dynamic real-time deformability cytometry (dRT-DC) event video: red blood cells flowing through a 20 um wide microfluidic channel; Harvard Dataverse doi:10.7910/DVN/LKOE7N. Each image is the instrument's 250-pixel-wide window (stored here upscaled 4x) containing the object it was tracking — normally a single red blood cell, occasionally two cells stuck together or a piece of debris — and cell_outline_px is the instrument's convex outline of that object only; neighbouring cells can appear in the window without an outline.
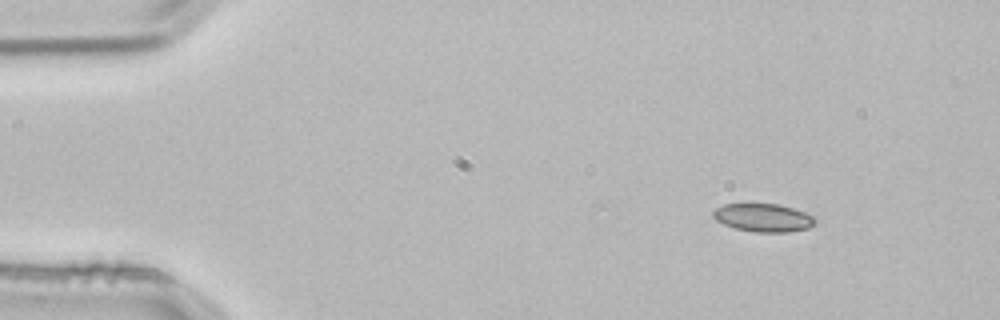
{"species": "common noctule bat (a hibernating species)", "species_latin": "Nyctalus noctula", "temperature_condition": "room temperature", "stored_images_in_passage": 2, "camera_frame_rate_fps": 3000, "um_per_image_px": 0.085, "animal": {"sex": "male", "body_mass_g": 21.5, "forearm_length_mm": 52.0}, "frame": {"image": 1, "passage_image": 1, "time_ms": 0.0, "image_size_px": [1000, 320], "cell_outline_px": [[816, 220], [808, 228], [788, 232], [756, 232], [736, 228], [724, 224], [716, 220], [712, 216], [712, 212], [716, 208], [724, 204], [780, 204], [816, 216]], "centroid_in_image_um": [64.88, 18.5], "position_along_channel_um": 20.1, "area_um2": 16.65}}
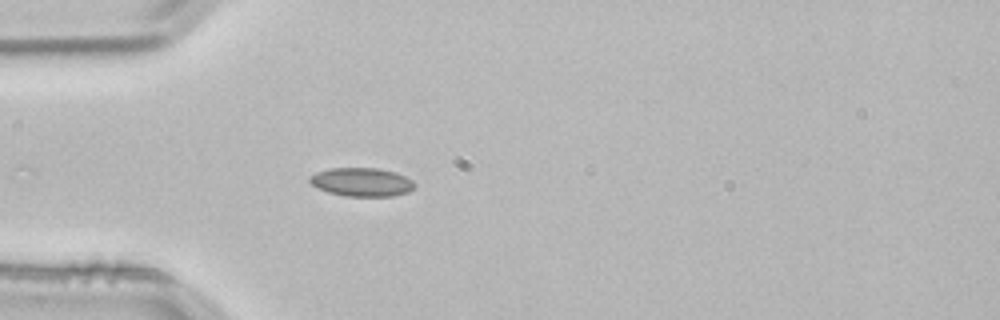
{"frame": {"image": 2, "passage_image": 2, "time_ms": 0.333, "image_size_px": [1000, 320], "cell_outline_px": [[416, 184], [408, 192], [392, 196], [344, 196], [328, 192], [316, 188], [308, 180], [308, 176], [316, 172], [328, 168], [376, 168], [396, 172], [412, 180]], "centroid_in_image_um": [30.7, 15.47], "position_along_channel_um": 54.3, "area_um2": 17.57}}